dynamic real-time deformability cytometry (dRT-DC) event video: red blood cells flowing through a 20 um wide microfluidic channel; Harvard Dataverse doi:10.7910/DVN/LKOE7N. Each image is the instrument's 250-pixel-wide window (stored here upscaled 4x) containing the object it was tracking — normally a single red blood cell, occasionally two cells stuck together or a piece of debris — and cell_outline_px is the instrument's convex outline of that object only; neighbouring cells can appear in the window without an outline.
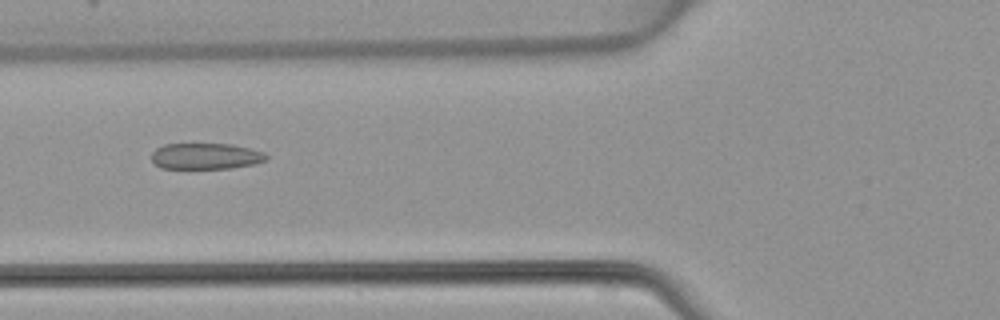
{"species": "common noctule bat (a hibernating species)", "species_latin": "Nyctalus noctula", "temperature_condition": "warm", "stored_images_in_passage": 47, "camera_frame_rate_fps": 3000, "um_per_image_px": 0.085, "animal": {"sex": "female", "body_mass_g": 22.7, "forearm_length_mm": 54.2}, "frame": {"image": 1, "passage_image": 18, "time_ms": 5.667, "image_size_px": [1000, 320], "cell_outline_px": [[268, 160], [256, 164], [232, 168], [160, 168], [152, 160], [152, 152], [156, 148], [164, 144], [232, 144], [264, 152], [268, 156]], "centroid_in_image_um": [17.52, 13.27], "position_along_channel_um": 108.3, "area_um2": 17.51}}
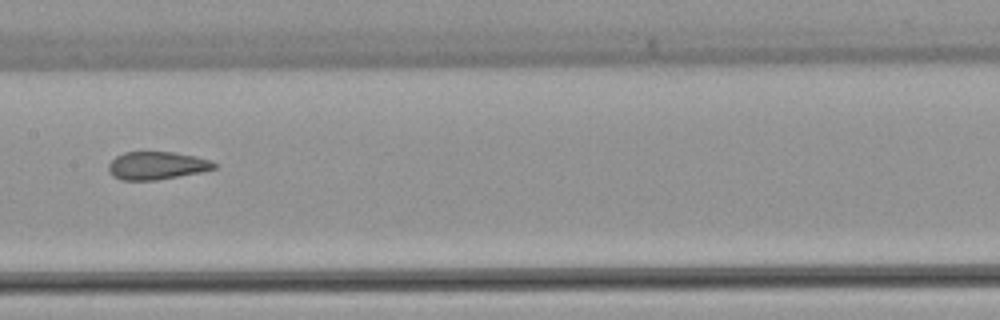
{"frame": {"image": 2, "passage_image": 24, "time_ms": 7.667, "image_size_px": [1000, 320], "cell_outline_px": [[216, 168], [204, 172], [156, 180], [120, 180], [112, 176], [108, 172], [108, 164], [116, 156], [124, 152], [172, 152], [196, 156], [212, 160], [216, 164]], "centroid_in_image_um": [13.34, 14.08], "position_along_channel_um": 194.1, "area_um2": 17.4}}
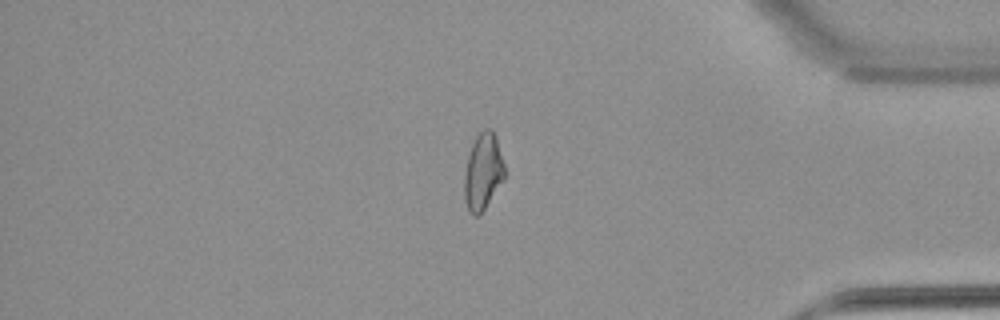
{"frame": {"image": 3, "passage_image": 40, "time_ms": 13.0, "image_size_px": [1000, 320], "cell_outline_px": [[504, 180], [480, 216], [472, 216], [468, 212], [464, 200], [464, 172], [468, 156], [472, 144], [476, 136], [484, 128], [488, 128], [496, 136], [504, 164]], "centroid_in_image_um": [41.04, 14.65], "position_along_channel_um": 394.2, "area_um2": 18.21}}